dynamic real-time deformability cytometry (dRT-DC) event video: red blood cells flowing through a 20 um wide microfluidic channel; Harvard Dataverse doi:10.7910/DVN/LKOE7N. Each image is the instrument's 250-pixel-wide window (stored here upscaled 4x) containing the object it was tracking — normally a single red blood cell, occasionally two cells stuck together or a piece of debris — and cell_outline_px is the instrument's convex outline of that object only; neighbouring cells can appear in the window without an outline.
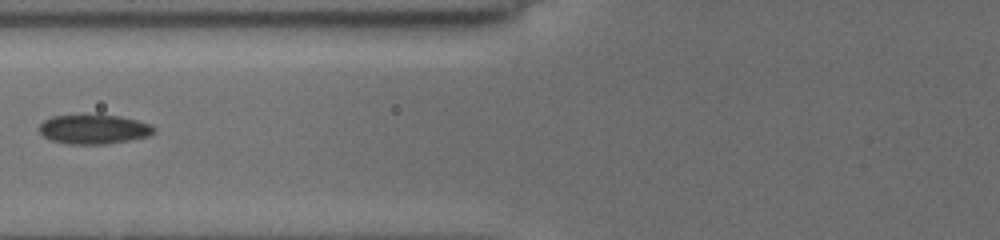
{"species": "common noctule bat (a hibernating species)", "species_latin": "Nyctalus noctula", "temperature_condition": "cold", "stored_images_in_passage": 12, "camera_frame_rate_fps": 3000, "um_per_image_px": 0.085, "animal": {"sex": "female", "body_mass_g": 19.5, "forearm_length_mm": 54.1}, "frame": {"image": 1, "passage_image": 9, "time_ms": 8.333, "image_size_px": [1000, 240], "cell_outline_px": [[156, 128], [148, 136], [128, 140], [104, 144], [68, 144], [52, 140], [44, 136], [40, 132], [40, 124], [44, 120], [52, 116], [96, 112], [120, 116], [152, 124]], "centroid_in_image_um": [7.96, 10.94], "position_along_channel_um": 117.8, "area_um2": 20.17}}
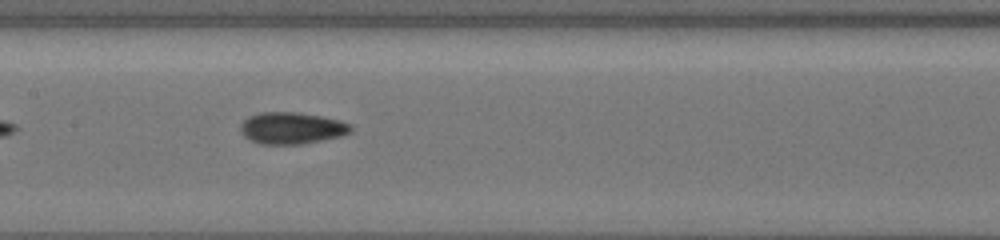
{"frame": {"image": 2, "passage_image": 11, "time_ms": 10.0, "image_size_px": [1000, 240], "cell_outline_px": [[352, 132], [340, 136], [300, 144], [264, 144], [252, 140], [244, 136], [240, 128], [240, 124], [248, 116], [260, 112], [300, 112], [340, 120], [352, 124]], "centroid_in_image_um": [24.81, 10.87], "position_along_channel_um": 182.6, "area_um2": 20.35}}
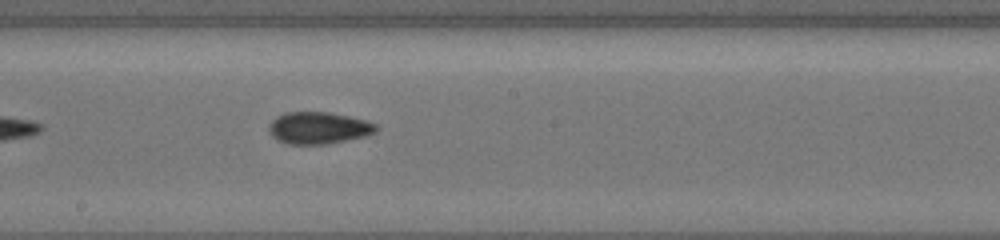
{"frame": {"image": 3, "passage_image": 12, "time_ms": 11.0, "image_size_px": [1000, 240], "cell_outline_px": [[376, 132], [364, 136], [328, 144], [288, 144], [276, 140], [268, 132], [268, 128], [272, 120], [276, 116], [288, 112], [328, 112], [348, 116], [364, 120], [376, 124]], "centroid_in_image_um": [27.03, 10.88], "position_along_channel_um": 221.2, "area_um2": 19.88}}